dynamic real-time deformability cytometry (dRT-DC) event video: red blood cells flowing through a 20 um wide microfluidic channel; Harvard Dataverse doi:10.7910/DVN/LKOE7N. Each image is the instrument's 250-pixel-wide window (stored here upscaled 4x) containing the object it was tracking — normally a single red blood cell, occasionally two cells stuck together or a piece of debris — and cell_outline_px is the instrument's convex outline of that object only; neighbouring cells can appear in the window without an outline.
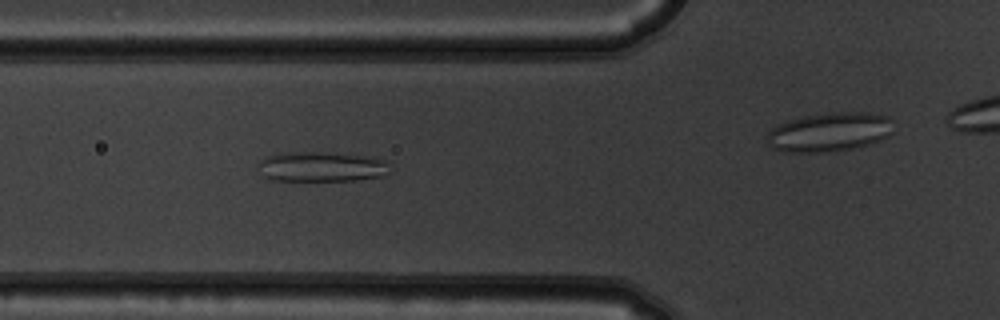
{"species": "common noctule bat (a hibernating species)", "species_latin": "Nyctalus noctula", "temperature_condition": "warm", "stored_images_in_passage": 8, "camera_frame_rate_fps": 3000, "um_per_image_px": 0.085, "animal": {"sex": "male", "body_mass_g": 19.5, "forearm_length_mm": 54.6}, "frame": {"image": 1, "passage_image": 7, "time_ms": 2.0, "image_size_px": [1000, 320], "cell_outline_px": [[392, 172], [380, 176], [356, 180], [272, 180], [264, 176], [256, 168], [256, 164], [260, 160], [268, 156], [280, 152], [324, 152], [368, 156], [388, 160]], "centroid_in_image_um": [27.33, 14.16], "position_along_channel_um": 98.5, "area_um2": 23.35}}